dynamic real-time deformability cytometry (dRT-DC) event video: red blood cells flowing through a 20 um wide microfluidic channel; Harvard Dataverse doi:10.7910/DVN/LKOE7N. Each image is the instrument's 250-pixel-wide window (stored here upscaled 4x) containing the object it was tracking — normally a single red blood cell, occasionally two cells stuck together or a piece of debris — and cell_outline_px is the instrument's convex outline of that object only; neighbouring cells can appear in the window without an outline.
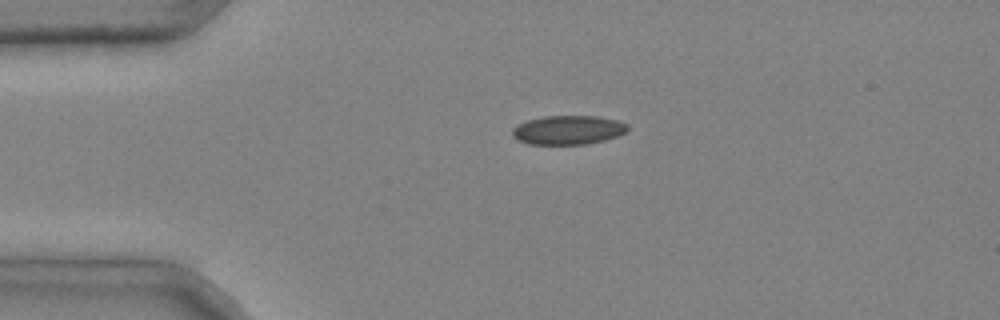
{"species": "common noctule bat (a hibernating species)", "species_latin": "Nyctalus noctula", "temperature_condition": "cold", "stored_images_in_passage": 2, "camera_frame_rate_fps": 3000, "um_per_image_px": 0.085, "animal": {"sex": "male", "body_mass_g": 20.4}, "frame": {"image": 1, "passage_image": 1, "time_ms": 0.0, "image_size_px": [1000, 320], "cell_outline_px": [[628, 132], [604, 140], [588, 144], [528, 144], [512, 136], [512, 128], [528, 120], [544, 116], [596, 116], [616, 120], [628, 124]], "centroid_in_image_um": [48.31, 11.05], "position_along_channel_um": 36.7, "area_um2": 19.42}}